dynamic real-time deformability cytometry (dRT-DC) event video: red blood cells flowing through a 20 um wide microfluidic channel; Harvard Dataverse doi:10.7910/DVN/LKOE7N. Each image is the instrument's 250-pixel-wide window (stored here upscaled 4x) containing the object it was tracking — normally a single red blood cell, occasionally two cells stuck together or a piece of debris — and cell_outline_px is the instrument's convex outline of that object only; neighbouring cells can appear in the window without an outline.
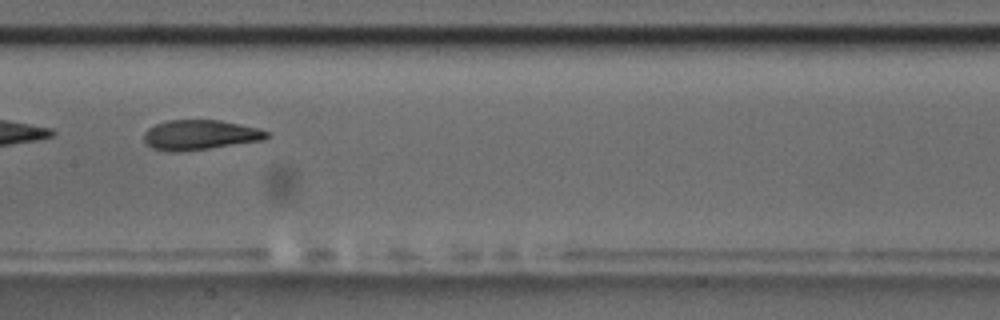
{"species": "common noctule bat (a hibernating species)", "species_latin": "Nyctalus noctula", "temperature_condition": "room temperature", "stored_images_in_passage": 9, "camera_frame_rate_fps": 3000, "um_per_image_px": 0.085, "animal": {"sex": "male", "body_mass_g": 17.5, "forearm_length_mm": 52.3}, "frame": {"image": 1, "passage_image": 7, "time_ms": 7.0, "image_size_px": [1000, 320], "cell_outline_px": [[268, 136], [264, 140], [180, 152], [172, 152], [152, 148], [144, 140], [144, 132], [148, 128], [156, 124], [168, 120], [220, 120], [256, 128], [268, 132]], "centroid_in_image_um": [16.96, 11.47], "position_along_channel_um": 190.4, "area_um2": 21.15}}
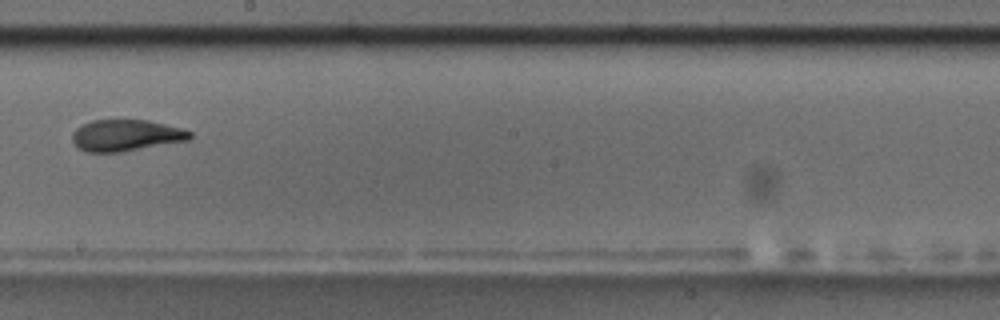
{"frame": {"image": 2, "passage_image": 8, "time_ms": 8.333, "image_size_px": [1000, 320], "cell_outline_px": [[192, 136], [188, 140], [120, 152], [84, 152], [72, 140], [72, 132], [76, 128], [92, 120], [148, 120], [184, 128], [192, 132]], "centroid_in_image_um": [10.72, 11.5], "position_along_channel_um": 237.5, "area_um2": 21.5}}
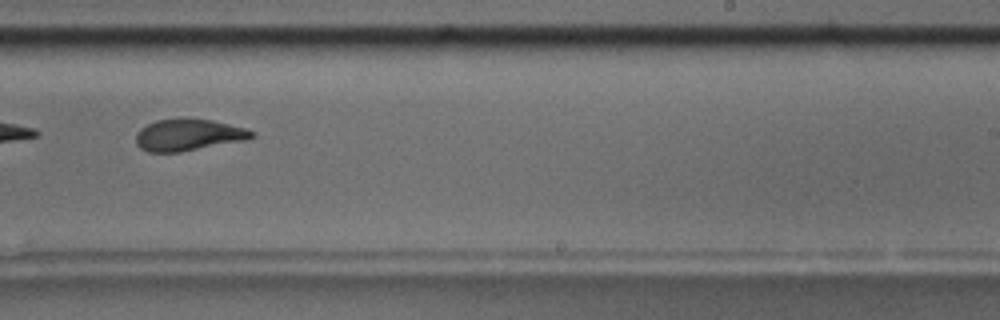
{"frame": {"image": 3, "passage_image": 9, "time_ms": 9.333, "image_size_px": [1000, 320], "cell_outline_px": [[256, 136], [248, 140], [180, 152], [148, 152], [140, 148], [136, 144], [136, 132], [140, 128], [156, 120], [184, 116], [188, 116], [212, 120], [244, 128], [252, 132]], "centroid_in_image_um": [15.99, 11.44], "position_along_channel_um": 273.0, "area_um2": 21.91}}